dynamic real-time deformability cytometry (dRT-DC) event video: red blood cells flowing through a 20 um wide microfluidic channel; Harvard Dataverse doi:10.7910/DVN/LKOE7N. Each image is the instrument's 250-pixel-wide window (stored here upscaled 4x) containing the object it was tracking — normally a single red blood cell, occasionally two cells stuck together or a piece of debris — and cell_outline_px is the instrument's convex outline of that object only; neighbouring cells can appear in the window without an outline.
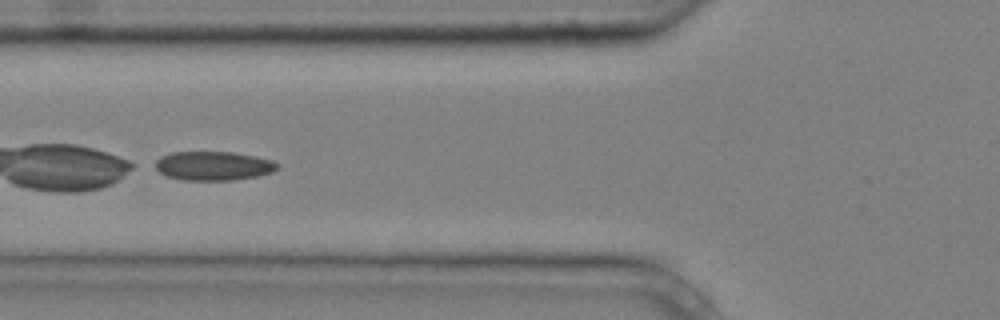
{"species": "common noctule bat (a hibernating species)", "species_latin": "Nyctalus noctula", "temperature_condition": "cold", "stored_images_in_passage": 7, "camera_frame_rate_fps": 3000, "um_per_image_px": 0.085, "animal": {"sex": "male", "body_mass_g": 20.4}, "frame": {"image": 1, "passage_image": 6, "time_ms": 1.667, "image_size_px": [1000, 320], "cell_outline_px": [[280, 168], [272, 172], [256, 176], [232, 180], [184, 180], [164, 176], [148, 164], [160, 156], [172, 152], [236, 152], [256, 156], [272, 160], [280, 164]], "centroid_in_image_um": [18.06, 14.09], "position_along_channel_um": 107.7, "area_um2": 21.21}}